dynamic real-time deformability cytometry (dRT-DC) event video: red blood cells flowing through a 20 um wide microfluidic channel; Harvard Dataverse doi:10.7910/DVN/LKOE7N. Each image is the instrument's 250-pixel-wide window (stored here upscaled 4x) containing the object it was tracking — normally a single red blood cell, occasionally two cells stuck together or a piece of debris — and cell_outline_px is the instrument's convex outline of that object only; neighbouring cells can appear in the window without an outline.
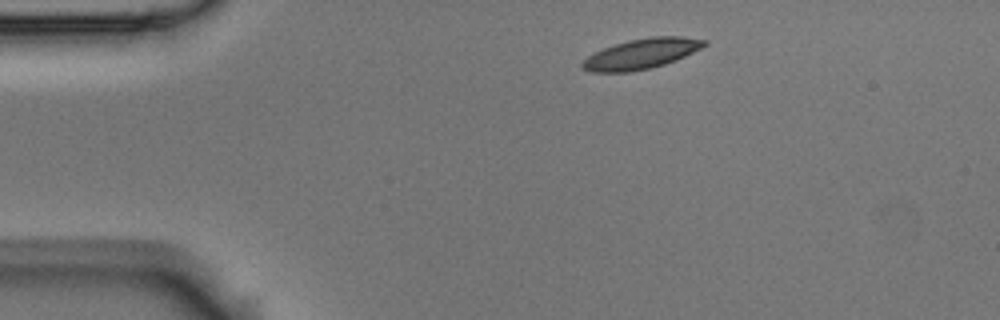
{"species": "Egyptian fruit bat (a non-hibernating species)", "species_latin": "Rousettus aegyptiacus", "temperature_condition": "room temperature", "stored_images_in_passage": 2, "camera_frame_rate_fps": 3000, "um_per_image_px": 0.085, "animal": {"sex": "male"}, "frame": {"image": 1, "passage_image": 1, "time_ms": 0.0, "image_size_px": [1000, 320], "cell_outline_px": [[708, 44], [676, 60], [664, 64], [648, 68], [628, 72], [592, 72], [580, 68], [580, 64], [588, 56], [604, 48], [628, 40], [648, 36], [680, 36], [708, 40]], "centroid_in_image_um": [54.51, 4.56], "position_along_channel_um": 30.5, "area_um2": 21.33}}